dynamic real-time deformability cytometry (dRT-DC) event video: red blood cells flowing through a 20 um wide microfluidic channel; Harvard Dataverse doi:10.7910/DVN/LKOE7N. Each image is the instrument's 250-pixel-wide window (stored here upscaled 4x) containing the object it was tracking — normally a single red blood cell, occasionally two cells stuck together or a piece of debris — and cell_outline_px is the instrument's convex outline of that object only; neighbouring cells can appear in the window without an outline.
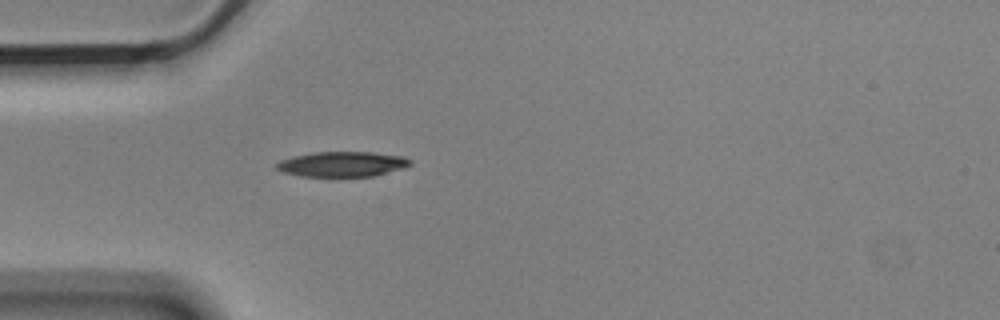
{"species": "Egyptian fruit bat (a non-hibernating species)", "species_latin": "Rousettus aegyptiacus", "temperature_condition": "cold", "stored_images_in_passage": 3, "camera_frame_rate_fps": 3000, "um_per_image_px": 0.085, "animal": {"sex": "male"}, "frame": {"image": 1, "passage_image": 3, "time_ms": 0.667, "image_size_px": [1000, 320], "cell_outline_px": [[412, 164], [404, 168], [372, 176], [300, 176], [284, 172], [276, 168], [276, 164], [280, 160], [292, 156], [312, 152], [372, 152], [404, 156], [412, 160]], "centroid_in_image_um": [29.11, 13.94], "position_along_channel_um": 55.9, "area_um2": 19.59}}